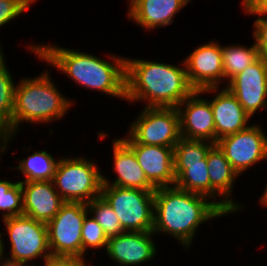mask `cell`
<instances>
[{"label": "cell", "instance_id": "cell-31", "mask_svg": "<svg viewBox=\"0 0 267 266\" xmlns=\"http://www.w3.org/2000/svg\"><path fill=\"white\" fill-rule=\"evenodd\" d=\"M44 266H89L83 257L50 254L44 261Z\"/></svg>", "mask_w": 267, "mask_h": 266}, {"label": "cell", "instance_id": "cell-27", "mask_svg": "<svg viewBox=\"0 0 267 266\" xmlns=\"http://www.w3.org/2000/svg\"><path fill=\"white\" fill-rule=\"evenodd\" d=\"M0 211L2 218L23 215V192L21 182L0 179Z\"/></svg>", "mask_w": 267, "mask_h": 266}, {"label": "cell", "instance_id": "cell-13", "mask_svg": "<svg viewBox=\"0 0 267 266\" xmlns=\"http://www.w3.org/2000/svg\"><path fill=\"white\" fill-rule=\"evenodd\" d=\"M194 90L176 108L182 137L215 144V123L210 101Z\"/></svg>", "mask_w": 267, "mask_h": 266}, {"label": "cell", "instance_id": "cell-16", "mask_svg": "<svg viewBox=\"0 0 267 266\" xmlns=\"http://www.w3.org/2000/svg\"><path fill=\"white\" fill-rule=\"evenodd\" d=\"M154 235L153 231H125L120 235L110 237L105 251L106 255L119 266H139L152 261L158 253Z\"/></svg>", "mask_w": 267, "mask_h": 266}, {"label": "cell", "instance_id": "cell-21", "mask_svg": "<svg viewBox=\"0 0 267 266\" xmlns=\"http://www.w3.org/2000/svg\"><path fill=\"white\" fill-rule=\"evenodd\" d=\"M177 188L210 198V179L205 160L194 163L174 164Z\"/></svg>", "mask_w": 267, "mask_h": 266}, {"label": "cell", "instance_id": "cell-23", "mask_svg": "<svg viewBox=\"0 0 267 266\" xmlns=\"http://www.w3.org/2000/svg\"><path fill=\"white\" fill-rule=\"evenodd\" d=\"M260 56V51L255 42L249 48L240 44L222 45L224 81L226 80L228 83L234 76L253 64Z\"/></svg>", "mask_w": 267, "mask_h": 266}, {"label": "cell", "instance_id": "cell-29", "mask_svg": "<svg viewBox=\"0 0 267 266\" xmlns=\"http://www.w3.org/2000/svg\"><path fill=\"white\" fill-rule=\"evenodd\" d=\"M33 3L31 0H0V28L15 18H19ZM2 50L0 46V51Z\"/></svg>", "mask_w": 267, "mask_h": 266}, {"label": "cell", "instance_id": "cell-4", "mask_svg": "<svg viewBox=\"0 0 267 266\" xmlns=\"http://www.w3.org/2000/svg\"><path fill=\"white\" fill-rule=\"evenodd\" d=\"M38 75L23 78L15 86L12 135L8 134L5 137V152L12 139H15L22 123L48 124L61 120L74 105L72 99L69 100L60 93L48 71L45 70Z\"/></svg>", "mask_w": 267, "mask_h": 266}, {"label": "cell", "instance_id": "cell-2", "mask_svg": "<svg viewBox=\"0 0 267 266\" xmlns=\"http://www.w3.org/2000/svg\"><path fill=\"white\" fill-rule=\"evenodd\" d=\"M210 200L204 195L176 186L156 188L153 233L170 235L188 250L201 224L226 216V213Z\"/></svg>", "mask_w": 267, "mask_h": 266}, {"label": "cell", "instance_id": "cell-3", "mask_svg": "<svg viewBox=\"0 0 267 266\" xmlns=\"http://www.w3.org/2000/svg\"><path fill=\"white\" fill-rule=\"evenodd\" d=\"M130 58L126 57V102L142 100L145 107L176 108L194 91L188 82L184 61L176 66Z\"/></svg>", "mask_w": 267, "mask_h": 266}, {"label": "cell", "instance_id": "cell-11", "mask_svg": "<svg viewBox=\"0 0 267 266\" xmlns=\"http://www.w3.org/2000/svg\"><path fill=\"white\" fill-rule=\"evenodd\" d=\"M187 79L194 90L219 87L224 81L222 45L208 41L184 58Z\"/></svg>", "mask_w": 267, "mask_h": 266}, {"label": "cell", "instance_id": "cell-17", "mask_svg": "<svg viewBox=\"0 0 267 266\" xmlns=\"http://www.w3.org/2000/svg\"><path fill=\"white\" fill-rule=\"evenodd\" d=\"M126 145L135 153L138 164L155 188L174 186V148L146 144Z\"/></svg>", "mask_w": 267, "mask_h": 266}, {"label": "cell", "instance_id": "cell-7", "mask_svg": "<svg viewBox=\"0 0 267 266\" xmlns=\"http://www.w3.org/2000/svg\"><path fill=\"white\" fill-rule=\"evenodd\" d=\"M2 220L10 245L9 258L4 254V261L30 264L36 259L44 261L51 254L47 223L26 215Z\"/></svg>", "mask_w": 267, "mask_h": 266}, {"label": "cell", "instance_id": "cell-32", "mask_svg": "<svg viewBox=\"0 0 267 266\" xmlns=\"http://www.w3.org/2000/svg\"><path fill=\"white\" fill-rule=\"evenodd\" d=\"M243 12L267 13V0H242Z\"/></svg>", "mask_w": 267, "mask_h": 266}, {"label": "cell", "instance_id": "cell-24", "mask_svg": "<svg viewBox=\"0 0 267 266\" xmlns=\"http://www.w3.org/2000/svg\"><path fill=\"white\" fill-rule=\"evenodd\" d=\"M3 51H0V129L12 135V112L15 81L7 66Z\"/></svg>", "mask_w": 267, "mask_h": 266}, {"label": "cell", "instance_id": "cell-22", "mask_svg": "<svg viewBox=\"0 0 267 266\" xmlns=\"http://www.w3.org/2000/svg\"><path fill=\"white\" fill-rule=\"evenodd\" d=\"M58 161L46 149L36 150L28 157L19 159V165L12 168L20 170L25 176V180L19 182L53 181Z\"/></svg>", "mask_w": 267, "mask_h": 266}, {"label": "cell", "instance_id": "cell-20", "mask_svg": "<svg viewBox=\"0 0 267 266\" xmlns=\"http://www.w3.org/2000/svg\"><path fill=\"white\" fill-rule=\"evenodd\" d=\"M112 142L113 172L117 176L112 182L103 174V185L155 191L156 188L148 181L138 164L135 153L120 138H114Z\"/></svg>", "mask_w": 267, "mask_h": 266}, {"label": "cell", "instance_id": "cell-9", "mask_svg": "<svg viewBox=\"0 0 267 266\" xmlns=\"http://www.w3.org/2000/svg\"><path fill=\"white\" fill-rule=\"evenodd\" d=\"M89 213L86 203L65 202L47 223L49 248L53 255L82 257V227Z\"/></svg>", "mask_w": 267, "mask_h": 266}, {"label": "cell", "instance_id": "cell-15", "mask_svg": "<svg viewBox=\"0 0 267 266\" xmlns=\"http://www.w3.org/2000/svg\"><path fill=\"white\" fill-rule=\"evenodd\" d=\"M199 91L203 95L215 93V96L209 99L215 123V144L220 138L249 126L251 117L228 88L211 87Z\"/></svg>", "mask_w": 267, "mask_h": 266}, {"label": "cell", "instance_id": "cell-36", "mask_svg": "<svg viewBox=\"0 0 267 266\" xmlns=\"http://www.w3.org/2000/svg\"><path fill=\"white\" fill-rule=\"evenodd\" d=\"M36 266L34 265V262L32 261L30 264H23V263H12L8 261H4L0 266Z\"/></svg>", "mask_w": 267, "mask_h": 266}, {"label": "cell", "instance_id": "cell-28", "mask_svg": "<svg viewBox=\"0 0 267 266\" xmlns=\"http://www.w3.org/2000/svg\"><path fill=\"white\" fill-rule=\"evenodd\" d=\"M88 213L83 221L82 227V257H86V253L88 249H103L107 248L108 238L105 235L102 227L98 224V222L90 216Z\"/></svg>", "mask_w": 267, "mask_h": 266}, {"label": "cell", "instance_id": "cell-33", "mask_svg": "<svg viewBox=\"0 0 267 266\" xmlns=\"http://www.w3.org/2000/svg\"><path fill=\"white\" fill-rule=\"evenodd\" d=\"M4 244L2 233H0V265L4 262V253H6L4 251L6 249Z\"/></svg>", "mask_w": 267, "mask_h": 266}, {"label": "cell", "instance_id": "cell-5", "mask_svg": "<svg viewBox=\"0 0 267 266\" xmlns=\"http://www.w3.org/2000/svg\"><path fill=\"white\" fill-rule=\"evenodd\" d=\"M85 156L60 158L53 178L56 191L65 202L89 203L100 197L103 173Z\"/></svg>", "mask_w": 267, "mask_h": 266}, {"label": "cell", "instance_id": "cell-35", "mask_svg": "<svg viewBox=\"0 0 267 266\" xmlns=\"http://www.w3.org/2000/svg\"><path fill=\"white\" fill-rule=\"evenodd\" d=\"M262 196L259 198V203L260 205H262L263 207H267V183L264 189L263 194H261Z\"/></svg>", "mask_w": 267, "mask_h": 266}, {"label": "cell", "instance_id": "cell-12", "mask_svg": "<svg viewBox=\"0 0 267 266\" xmlns=\"http://www.w3.org/2000/svg\"><path fill=\"white\" fill-rule=\"evenodd\" d=\"M226 84L251 118L258 110L267 109V61L263 55Z\"/></svg>", "mask_w": 267, "mask_h": 266}, {"label": "cell", "instance_id": "cell-25", "mask_svg": "<svg viewBox=\"0 0 267 266\" xmlns=\"http://www.w3.org/2000/svg\"><path fill=\"white\" fill-rule=\"evenodd\" d=\"M89 214L102 227L107 238L125 232L120 220L109 204L100 196L87 203Z\"/></svg>", "mask_w": 267, "mask_h": 266}, {"label": "cell", "instance_id": "cell-10", "mask_svg": "<svg viewBox=\"0 0 267 266\" xmlns=\"http://www.w3.org/2000/svg\"><path fill=\"white\" fill-rule=\"evenodd\" d=\"M261 128L255 123L220 138L216 143L238 175H243L256 163L267 160V134Z\"/></svg>", "mask_w": 267, "mask_h": 266}, {"label": "cell", "instance_id": "cell-1", "mask_svg": "<svg viewBox=\"0 0 267 266\" xmlns=\"http://www.w3.org/2000/svg\"><path fill=\"white\" fill-rule=\"evenodd\" d=\"M28 44L38 59L62 72L74 83L125 100L126 57L111 55L107 59L91 53L51 44Z\"/></svg>", "mask_w": 267, "mask_h": 266}, {"label": "cell", "instance_id": "cell-34", "mask_svg": "<svg viewBox=\"0 0 267 266\" xmlns=\"http://www.w3.org/2000/svg\"><path fill=\"white\" fill-rule=\"evenodd\" d=\"M5 137L6 134L0 129V155L5 152Z\"/></svg>", "mask_w": 267, "mask_h": 266}, {"label": "cell", "instance_id": "cell-14", "mask_svg": "<svg viewBox=\"0 0 267 266\" xmlns=\"http://www.w3.org/2000/svg\"><path fill=\"white\" fill-rule=\"evenodd\" d=\"M206 162L210 179L211 201H214L228 215L242 210L244 204L237 203L231 195L234 183L239 175L232 168L224 152L217 144L209 150ZM216 197H219L218 200H216Z\"/></svg>", "mask_w": 267, "mask_h": 266}, {"label": "cell", "instance_id": "cell-6", "mask_svg": "<svg viewBox=\"0 0 267 266\" xmlns=\"http://www.w3.org/2000/svg\"><path fill=\"white\" fill-rule=\"evenodd\" d=\"M100 196L116 213L124 231L153 230L154 191L102 185Z\"/></svg>", "mask_w": 267, "mask_h": 266}, {"label": "cell", "instance_id": "cell-8", "mask_svg": "<svg viewBox=\"0 0 267 266\" xmlns=\"http://www.w3.org/2000/svg\"><path fill=\"white\" fill-rule=\"evenodd\" d=\"M125 144L159 145L174 148L181 137L177 108L144 107L131 122Z\"/></svg>", "mask_w": 267, "mask_h": 266}, {"label": "cell", "instance_id": "cell-30", "mask_svg": "<svg viewBox=\"0 0 267 266\" xmlns=\"http://www.w3.org/2000/svg\"><path fill=\"white\" fill-rule=\"evenodd\" d=\"M247 15H257L253 24V40L261 55L267 53V13H247Z\"/></svg>", "mask_w": 267, "mask_h": 266}, {"label": "cell", "instance_id": "cell-19", "mask_svg": "<svg viewBox=\"0 0 267 266\" xmlns=\"http://www.w3.org/2000/svg\"><path fill=\"white\" fill-rule=\"evenodd\" d=\"M23 215L48 223L65 201L56 191L53 181L21 182Z\"/></svg>", "mask_w": 267, "mask_h": 266}, {"label": "cell", "instance_id": "cell-26", "mask_svg": "<svg viewBox=\"0 0 267 266\" xmlns=\"http://www.w3.org/2000/svg\"><path fill=\"white\" fill-rule=\"evenodd\" d=\"M214 143L180 137L174 147V164H186L205 160Z\"/></svg>", "mask_w": 267, "mask_h": 266}, {"label": "cell", "instance_id": "cell-18", "mask_svg": "<svg viewBox=\"0 0 267 266\" xmlns=\"http://www.w3.org/2000/svg\"><path fill=\"white\" fill-rule=\"evenodd\" d=\"M128 19L145 31L172 24L174 16L191 0H128Z\"/></svg>", "mask_w": 267, "mask_h": 266}]
</instances>
